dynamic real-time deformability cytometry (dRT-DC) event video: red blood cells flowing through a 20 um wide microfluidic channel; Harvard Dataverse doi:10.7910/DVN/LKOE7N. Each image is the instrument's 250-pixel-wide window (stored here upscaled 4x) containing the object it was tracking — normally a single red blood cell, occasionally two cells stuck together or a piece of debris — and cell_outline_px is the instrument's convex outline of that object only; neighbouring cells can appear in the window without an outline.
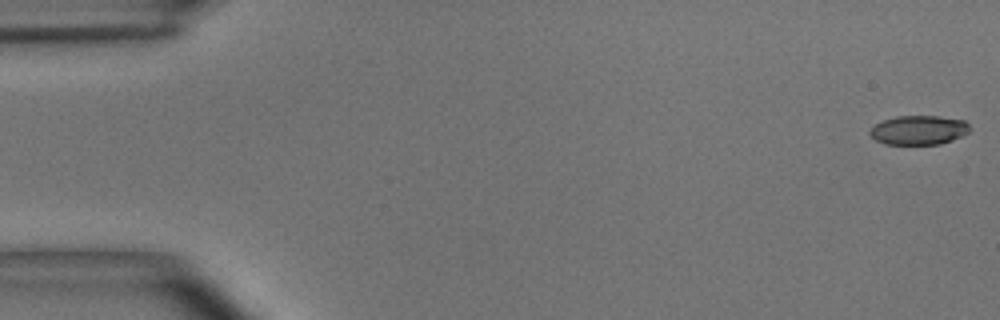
{"species": "common noctule bat (a hibernating species)", "species_latin": "Nyctalus noctula", "temperature_condition": "room temperature", "stored_images_in_passage": 54, "camera_frame_rate_fps": 3000, "um_per_image_px": 0.085, "animal": {"sex": "male", "body_mass_g": 15.6}, "frame": {"image": 1, "passage_image": 1, "time_ms": 0.0, "image_size_px": [1000, 320], "cell_outline_px": [[968, 132], [952, 140], [940, 144], [884, 144], [876, 140], [868, 132], [876, 124], [884, 120], [896, 116], [940, 116], [964, 120], [968, 124]], "centroid_in_image_um": [78.08, 11.05], "position_along_channel_um": 6.9, "area_um2": 16.82}}
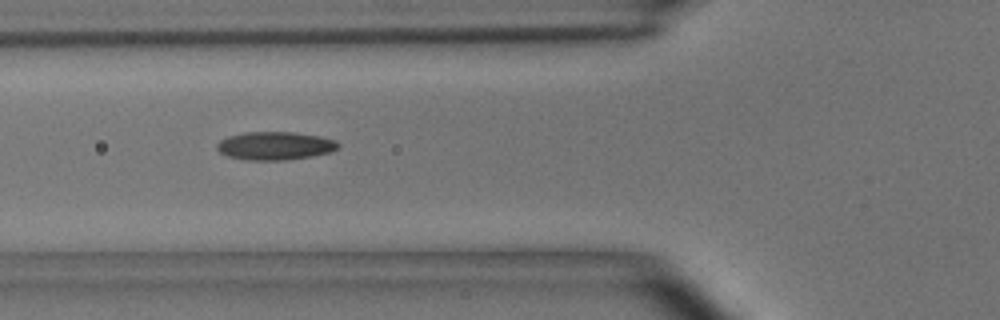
{"frame": {"image": 2, "passage_image": 20, "time_ms": 6.333, "image_size_px": [1000, 320], "cell_outline_px": [[340, 148], [332, 152], [312, 156], [288, 160], [248, 160], [228, 156], [220, 152], [216, 148], [216, 144], [220, 140], [228, 136], [244, 132], [296, 132], [320, 136], [336, 140], [340, 144]], "centroid_in_image_um": [23.42, 12.39], "position_along_channel_um": 102.4, "area_um2": 20.17}}
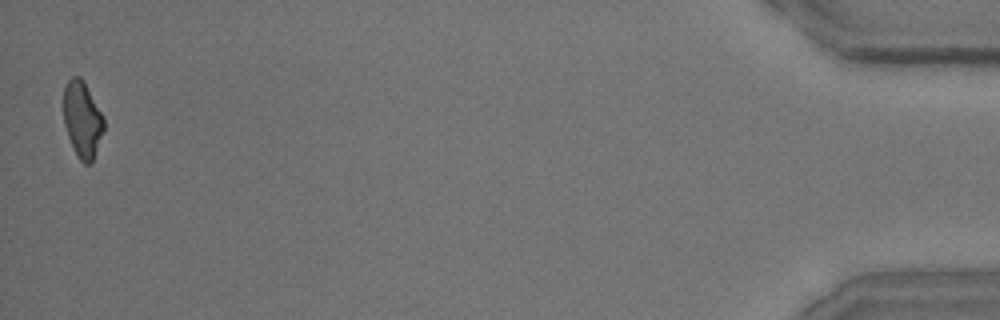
{"frame": {"image": 3, "passage_image": 54, "time_ms": 17.667, "image_size_px": [1000, 320], "cell_outline_px": [[104, 128], [92, 164], [84, 164], [80, 160], [68, 136], [64, 124], [64, 88], [68, 80], [72, 76], [80, 76], [84, 80], [104, 116]], "centroid_in_image_um": [7.01, 10.13], "position_along_channel_um": 428.2, "area_um2": 17.92}, "authors_computed_cell_mechanics": {"area_um2": 18.5827, "velocity_mm_per_s": 3.6707, "shape_relaxation_time_tau1_ms": 4.5345, "shape_relaxation_time_tau2_ms": 2.1719, "deformation_change_tau1": 0.1585, "deformation_change_tau2": 0.0911}}